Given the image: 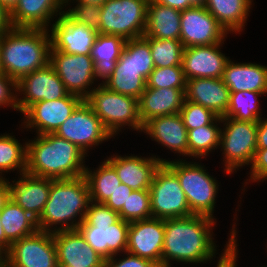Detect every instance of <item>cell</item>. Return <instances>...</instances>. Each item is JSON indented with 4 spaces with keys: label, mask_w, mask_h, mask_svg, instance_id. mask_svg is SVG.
<instances>
[{
    "label": "cell",
    "mask_w": 267,
    "mask_h": 267,
    "mask_svg": "<svg viewBox=\"0 0 267 267\" xmlns=\"http://www.w3.org/2000/svg\"><path fill=\"white\" fill-rule=\"evenodd\" d=\"M215 223L214 218L204 215L165 219L161 267H171V260L197 264L213 259L216 245L211 232Z\"/></svg>",
    "instance_id": "6da1fadb"
},
{
    "label": "cell",
    "mask_w": 267,
    "mask_h": 267,
    "mask_svg": "<svg viewBox=\"0 0 267 267\" xmlns=\"http://www.w3.org/2000/svg\"><path fill=\"white\" fill-rule=\"evenodd\" d=\"M26 147V173L30 175L52 179L84 175L86 154L54 133L38 135L32 142H26Z\"/></svg>",
    "instance_id": "7a4b0ae2"
},
{
    "label": "cell",
    "mask_w": 267,
    "mask_h": 267,
    "mask_svg": "<svg viewBox=\"0 0 267 267\" xmlns=\"http://www.w3.org/2000/svg\"><path fill=\"white\" fill-rule=\"evenodd\" d=\"M51 31L44 28H11L0 36L2 72L18 82L49 64Z\"/></svg>",
    "instance_id": "3957f363"
},
{
    "label": "cell",
    "mask_w": 267,
    "mask_h": 267,
    "mask_svg": "<svg viewBox=\"0 0 267 267\" xmlns=\"http://www.w3.org/2000/svg\"><path fill=\"white\" fill-rule=\"evenodd\" d=\"M90 201L89 186L84 175L69 179H53L49 198L37 220L38 230H76L85 218ZM78 216L79 220L76 221ZM59 224L60 227L56 228Z\"/></svg>",
    "instance_id": "277c9868"
},
{
    "label": "cell",
    "mask_w": 267,
    "mask_h": 267,
    "mask_svg": "<svg viewBox=\"0 0 267 267\" xmlns=\"http://www.w3.org/2000/svg\"><path fill=\"white\" fill-rule=\"evenodd\" d=\"M129 222L120 218L104 203L90 201L86 215L77 230L86 242L105 260L125 252L128 246Z\"/></svg>",
    "instance_id": "5b68a950"
},
{
    "label": "cell",
    "mask_w": 267,
    "mask_h": 267,
    "mask_svg": "<svg viewBox=\"0 0 267 267\" xmlns=\"http://www.w3.org/2000/svg\"><path fill=\"white\" fill-rule=\"evenodd\" d=\"M85 101L112 136L126 125L142 132L143 124L139 116L138 99L135 97L113 92L99 84Z\"/></svg>",
    "instance_id": "8992f818"
},
{
    "label": "cell",
    "mask_w": 267,
    "mask_h": 267,
    "mask_svg": "<svg viewBox=\"0 0 267 267\" xmlns=\"http://www.w3.org/2000/svg\"><path fill=\"white\" fill-rule=\"evenodd\" d=\"M179 160L165 164L177 175L191 213L214 218L215 198L219 186L217 180L206 172L204 166Z\"/></svg>",
    "instance_id": "52a82bcc"
},
{
    "label": "cell",
    "mask_w": 267,
    "mask_h": 267,
    "mask_svg": "<svg viewBox=\"0 0 267 267\" xmlns=\"http://www.w3.org/2000/svg\"><path fill=\"white\" fill-rule=\"evenodd\" d=\"M147 0H107L101 6L99 34L125 40L142 37L146 28Z\"/></svg>",
    "instance_id": "ba28073f"
},
{
    "label": "cell",
    "mask_w": 267,
    "mask_h": 267,
    "mask_svg": "<svg viewBox=\"0 0 267 267\" xmlns=\"http://www.w3.org/2000/svg\"><path fill=\"white\" fill-rule=\"evenodd\" d=\"M220 147L225 158V171L231 174L243 165H251L257 150L258 121L245 122L221 117Z\"/></svg>",
    "instance_id": "9c48e42d"
},
{
    "label": "cell",
    "mask_w": 267,
    "mask_h": 267,
    "mask_svg": "<svg viewBox=\"0 0 267 267\" xmlns=\"http://www.w3.org/2000/svg\"><path fill=\"white\" fill-rule=\"evenodd\" d=\"M153 218L174 219L193 215L177 175L161 164L149 188Z\"/></svg>",
    "instance_id": "30bf717a"
},
{
    "label": "cell",
    "mask_w": 267,
    "mask_h": 267,
    "mask_svg": "<svg viewBox=\"0 0 267 267\" xmlns=\"http://www.w3.org/2000/svg\"><path fill=\"white\" fill-rule=\"evenodd\" d=\"M5 267H58L53 232L37 230L11 244Z\"/></svg>",
    "instance_id": "8fae6325"
},
{
    "label": "cell",
    "mask_w": 267,
    "mask_h": 267,
    "mask_svg": "<svg viewBox=\"0 0 267 267\" xmlns=\"http://www.w3.org/2000/svg\"><path fill=\"white\" fill-rule=\"evenodd\" d=\"M54 134L75 144L86 155L88 148L113 137L85 100Z\"/></svg>",
    "instance_id": "7c38bea8"
},
{
    "label": "cell",
    "mask_w": 267,
    "mask_h": 267,
    "mask_svg": "<svg viewBox=\"0 0 267 267\" xmlns=\"http://www.w3.org/2000/svg\"><path fill=\"white\" fill-rule=\"evenodd\" d=\"M49 64L54 68L70 94L77 95L83 100L89 96L93 90V88L90 90L89 86L95 80L94 61L91 55L68 54L50 50Z\"/></svg>",
    "instance_id": "4fadbf2b"
},
{
    "label": "cell",
    "mask_w": 267,
    "mask_h": 267,
    "mask_svg": "<svg viewBox=\"0 0 267 267\" xmlns=\"http://www.w3.org/2000/svg\"><path fill=\"white\" fill-rule=\"evenodd\" d=\"M227 33L205 7L181 11L180 41L184 48L224 43Z\"/></svg>",
    "instance_id": "5bb4252c"
},
{
    "label": "cell",
    "mask_w": 267,
    "mask_h": 267,
    "mask_svg": "<svg viewBox=\"0 0 267 267\" xmlns=\"http://www.w3.org/2000/svg\"><path fill=\"white\" fill-rule=\"evenodd\" d=\"M18 91L25 95L17 98L18 111L22 114L39 101L61 99L69 94L50 64L22 77L17 82V94Z\"/></svg>",
    "instance_id": "9a60e30c"
},
{
    "label": "cell",
    "mask_w": 267,
    "mask_h": 267,
    "mask_svg": "<svg viewBox=\"0 0 267 267\" xmlns=\"http://www.w3.org/2000/svg\"><path fill=\"white\" fill-rule=\"evenodd\" d=\"M82 101L81 97L69 93L61 99L43 100L32 104L23 113L24 127H35L38 135L55 133Z\"/></svg>",
    "instance_id": "2e32d148"
},
{
    "label": "cell",
    "mask_w": 267,
    "mask_h": 267,
    "mask_svg": "<svg viewBox=\"0 0 267 267\" xmlns=\"http://www.w3.org/2000/svg\"><path fill=\"white\" fill-rule=\"evenodd\" d=\"M165 220L149 218L129 223L126 252L148 259L161 267Z\"/></svg>",
    "instance_id": "e0dca14e"
},
{
    "label": "cell",
    "mask_w": 267,
    "mask_h": 267,
    "mask_svg": "<svg viewBox=\"0 0 267 267\" xmlns=\"http://www.w3.org/2000/svg\"><path fill=\"white\" fill-rule=\"evenodd\" d=\"M51 49L68 54L91 55L98 31L73 21L65 12L52 25Z\"/></svg>",
    "instance_id": "ac0fdd59"
},
{
    "label": "cell",
    "mask_w": 267,
    "mask_h": 267,
    "mask_svg": "<svg viewBox=\"0 0 267 267\" xmlns=\"http://www.w3.org/2000/svg\"><path fill=\"white\" fill-rule=\"evenodd\" d=\"M58 267H104L105 259L76 230L53 232Z\"/></svg>",
    "instance_id": "d6986e66"
},
{
    "label": "cell",
    "mask_w": 267,
    "mask_h": 267,
    "mask_svg": "<svg viewBox=\"0 0 267 267\" xmlns=\"http://www.w3.org/2000/svg\"><path fill=\"white\" fill-rule=\"evenodd\" d=\"M222 43L184 48L182 66L184 76L193 78H222L227 61L220 52Z\"/></svg>",
    "instance_id": "ffe728a7"
},
{
    "label": "cell",
    "mask_w": 267,
    "mask_h": 267,
    "mask_svg": "<svg viewBox=\"0 0 267 267\" xmlns=\"http://www.w3.org/2000/svg\"><path fill=\"white\" fill-rule=\"evenodd\" d=\"M107 89L139 99L147 86V79L134 65V38L126 40L114 71L103 84Z\"/></svg>",
    "instance_id": "44dd1931"
},
{
    "label": "cell",
    "mask_w": 267,
    "mask_h": 267,
    "mask_svg": "<svg viewBox=\"0 0 267 267\" xmlns=\"http://www.w3.org/2000/svg\"><path fill=\"white\" fill-rule=\"evenodd\" d=\"M117 172L121 183L132 190H149L154 174L161 164L168 161L154 157L115 155L106 159Z\"/></svg>",
    "instance_id": "7402d4cb"
},
{
    "label": "cell",
    "mask_w": 267,
    "mask_h": 267,
    "mask_svg": "<svg viewBox=\"0 0 267 267\" xmlns=\"http://www.w3.org/2000/svg\"><path fill=\"white\" fill-rule=\"evenodd\" d=\"M21 176L19 180H13V184L9 182L10 198L38 220L49 198L53 179L33 176L26 172Z\"/></svg>",
    "instance_id": "603a6c76"
},
{
    "label": "cell",
    "mask_w": 267,
    "mask_h": 267,
    "mask_svg": "<svg viewBox=\"0 0 267 267\" xmlns=\"http://www.w3.org/2000/svg\"><path fill=\"white\" fill-rule=\"evenodd\" d=\"M230 90L222 78H193L186 80L185 100L210 109L224 117L229 106Z\"/></svg>",
    "instance_id": "cb8c5ba5"
},
{
    "label": "cell",
    "mask_w": 267,
    "mask_h": 267,
    "mask_svg": "<svg viewBox=\"0 0 267 267\" xmlns=\"http://www.w3.org/2000/svg\"><path fill=\"white\" fill-rule=\"evenodd\" d=\"M142 131L167 149L188 156V130L179 113L152 118Z\"/></svg>",
    "instance_id": "d4e9b609"
},
{
    "label": "cell",
    "mask_w": 267,
    "mask_h": 267,
    "mask_svg": "<svg viewBox=\"0 0 267 267\" xmlns=\"http://www.w3.org/2000/svg\"><path fill=\"white\" fill-rule=\"evenodd\" d=\"M184 100L185 89L146 88L138 99L142 124L152 118L180 113Z\"/></svg>",
    "instance_id": "484cf974"
},
{
    "label": "cell",
    "mask_w": 267,
    "mask_h": 267,
    "mask_svg": "<svg viewBox=\"0 0 267 267\" xmlns=\"http://www.w3.org/2000/svg\"><path fill=\"white\" fill-rule=\"evenodd\" d=\"M63 7L61 0H19L10 12L11 24L13 28L47 29L49 20L64 12Z\"/></svg>",
    "instance_id": "4316f807"
},
{
    "label": "cell",
    "mask_w": 267,
    "mask_h": 267,
    "mask_svg": "<svg viewBox=\"0 0 267 267\" xmlns=\"http://www.w3.org/2000/svg\"><path fill=\"white\" fill-rule=\"evenodd\" d=\"M222 80L230 92L253 91L267 94V66L255 63H234L228 60Z\"/></svg>",
    "instance_id": "83f0119b"
},
{
    "label": "cell",
    "mask_w": 267,
    "mask_h": 267,
    "mask_svg": "<svg viewBox=\"0 0 267 267\" xmlns=\"http://www.w3.org/2000/svg\"><path fill=\"white\" fill-rule=\"evenodd\" d=\"M181 11L154 1L147 3L144 37L180 40Z\"/></svg>",
    "instance_id": "f1b7e54d"
},
{
    "label": "cell",
    "mask_w": 267,
    "mask_h": 267,
    "mask_svg": "<svg viewBox=\"0 0 267 267\" xmlns=\"http://www.w3.org/2000/svg\"><path fill=\"white\" fill-rule=\"evenodd\" d=\"M126 40L117 35L98 34L91 50L94 61V77L104 79L102 85L109 79L116 63L124 49Z\"/></svg>",
    "instance_id": "f546056e"
},
{
    "label": "cell",
    "mask_w": 267,
    "mask_h": 267,
    "mask_svg": "<svg viewBox=\"0 0 267 267\" xmlns=\"http://www.w3.org/2000/svg\"><path fill=\"white\" fill-rule=\"evenodd\" d=\"M252 0H207L205 8L215 17L226 32L243 30Z\"/></svg>",
    "instance_id": "4dcf8cb0"
},
{
    "label": "cell",
    "mask_w": 267,
    "mask_h": 267,
    "mask_svg": "<svg viewBox=\"0 0 267 267\" xmlns=\"http://www.w3.org/2000/svg\"><path fill=\"white\" fill-rule=\"evenodd\" d=\"M0 219L5 236L11 243L38 230L37 220L11 198L0 211Z\"/></svg>",
    "instance_id": "1f68e13d"
},
{
    "label": "cell",
    "mask_w": 267,
    "mask_h": 267,
    "mask_svg": "<svg viewBox=\"0 0 267 267\" xmlns=\"http://www.w3.org/2000/svg\"><path fill=\"white\" fill-rule=\"evenodd\" d=\"M84 177L89 186L90 199L97 203H105L121 184L117 172L107 160L93 172L86 167Z\"/></svg>",
    "instance_id": "d6a6232c"
},
{
    "label": "cell",
    "mask_w": 267,
    "mask_h": 267,
    "mask_svg": "<svg viewBox=\"0 0 267 267\" xmlns=\"http://www.w3.org/2000/svg\"><path fill=\"white\" fill-rule=\"evenodd\" d=\"M221 117H216L209 125L188 130V156L193 158L205 157L220 146L221 128L216 124Z\"/></svg>",
    "instance_id": "836d02e7"
},
{
    "label": "cell",
    "mask_w": 267,
    "mask_h": 267,
    "mask_svg": "<svg viewBox=\"0 0 267 267\" xmlns=\"http://www.w3.org/2000/svg\"><path fill=\"white\" fill-rule=\"evenodd\" d=\"M261 95L263 94L260 92L247 90L230 92L229 106L224 117L245 122L259 121L262 115L259 113L257 97Z\"/></svg>",
    "instance_id": "e575fe53"
},
{
    "label": "cell",
    "mask_w": 267,
    "mask_h": 267,
    "mask_svg": "<svg viewBox=\"0 0 267 267\" xmlns=\"http://www.w3.org/2000/svg\"><path fill=\"white\" fill-rule=\"evenodd\" d=\"M26 156V143L22 146L14 136L9 134L0 135V173L18 168L20 175L25 173ZM1 175L0 178H4Z\"/></svg>",
    "instance_id": "d590c367"
},
{
    "label": "cell",
    "mask_w": 267,
    "mask_h": 267,
    "mask_svg": "<svg viewBox=\"0 0 267 267\" xmlns=\"http://www.w3.org/2000/svg\"><path fill=\"white\" fill-rule=\"evenodd\" d=\"M145 38L149 41L155 67L182 65L184 46L180 40Z\"/></svg>",
    "instance_id": "8d00e7d4"
},
{
    "label": "cell",
    "mask_w": 267,
    "mask_h": 267,
    "mask_svg": "<svg viewBox=\"0 0 267 267\" xmlns=\"http://www.w3.org/2000/svg\"><path fill=\"white\" fill-rule=\"evenodd\" d=\"M126 222L149 219L152 217L149 190H133L119 212Z\"/></svg>",
    "instance_id": "74e56055"
},
{
    "label": "cell",
    "mask_w": 267,
    "mask_h": 267,
    "mask_svg": "<svg viewBox=\"0 0 267 267\" xmlns=\"http://www.w3.org/2000/svg\"><path fill=\"white\" fill-rule=\"evenodd\" d=\"M146 88L186 89L183 66L155 67L147 79Z\"/></svg>",
    "instance_id": "f35d334b"
},
{
    "label": "cell",
    "mask_w": 267,
    "mask_h": 267,
    "mask_svg": "<svg viewBox=\"0 0 267 267\" xmlns=\"http://www.w3.org/2000/svg\"><path fill=\"white\" fill-rule=\"evenodd\" d=\"M187 130L209 125L217 116L200 104L184 100L179 113Z\"/></svg>",
    "instance_id": "ab89813d"
},
{
    "label": "cell",
    "mask_w": 267,
    "mask_h": 267,
    "mask_svg": "<svg viewBox=\"0 0 267 267\" xmlns=\"http://www.w3.org/2000/svg\"><path fill=\"white\" fill-rule=\"evenodd\" d=\"M73 21L85 24L96 30L100 28L101 24V5H91L78 2L77 5L64 11Z\"/></svg>",
    "instance_id": "60d3db41"
},
{
    "label": "cell",
    "mask_w": 267,
    "mask_h": 267,
    "mask_svg": "<svg viewBox=\"0 0 267 267\" xmlns=\"http://www.w3.org/2000/svg\"><path fill=\"white\" fill-rule=\"evenodd\" d=\"M134 65L146 79L155 68L149 41L144 36L134 38Z\"/></svg>",
    "instance_id": "b9f144b4"
},
{
    "label": "cell",
    "mask_w": 267,
    "mask_h": 267,
    "mask_svg": "<svg viewBox=\"0 0 267 267\" xmlns=\"http://www.w3.org/2000/svg\"><path fill=\"white\" fill-rule=\"evenodd\" d=\"M12 90L17 93V82L7 76L5 73L0 72V107L10 106L18 111V95H16V93L11 92Z\"/></svg>",
    "instance_id": "7bdbcfd3"
},
{
    "label": "cell",
    "mask_w": 267,
    "mask_h": 267,
    "mask_svg": "<svg viewBox=\"0 0 267 267\" xmlns=\"http://www.w3.org/2000/svg\"><path fill=\"white\" fill-rule=\"evenodd\" d=\"M126 254L127 257H124L123 259H116V255L106 259L104 267H158L148 259L132 255L128 252H126Z\"/></svg>",
    "instance_id": "ee69618b"
},
{
    "label": "cell",
    "mask_w": 267,
    "mask_h": 267,
    "mask_svg": "<svg viewBox=\"0 0 267 267\" xmlns=\"http://www.w3.org/2000/svg\"><path fill=\"white\" fill-rule=\"evenodd\" d=\"M250 167L251 181L253 180V182H259L267 179V148L256 150Z\"/></svg>",
    "instance_id": "f6af8a7d"
},
{
    "label": "cell",
    "mask_w": 267,
    "mask_h": 267,
    "mask_svg": "<svg viewBox=\"0 0 267 267\" xmlns=\"http://www.w3.org/2000/svg\"><path fill=\"white\" fill-rule=\"evenodd\" d=\"M236 232L237 231L235 230L234 225V228H232V231L230 232L231 237L229 238L227 242L228 244L226 245L225 250L218 261L217 267H231L237 261L236 258L238 256V250L236 249L238 245L236 244L237 239H235Z\"/></svg>",
    "instance_id": "bcb514c9"
},
{
    "label": "cell",
    "mask_w": 267,
    "mask_h": 267,
    "mask_svg": "<svg viewBox=\"0 0 267 267\" xmlns=\"http://www.w3.org/2000/svg\"><path fill=\"white\" fill-rule=\"evenodd\" d=\"M132 191L133 190L127 185L121 183L104 204L110 207L113 211L119 213L122 210L123 205H126V200Z\"/></svg>",
    "instance_id": "7dc6e473"
},
{
    "label": "cell",
    "mask_w": 267,
    "mask_h": 267,
    "mask_svg": "<svg viewBox=\"0 0 267 267\" xmlns=\"http://www.w3.org/2000/svg\"><path fill=\"white\" fill-rule=\"evenodd\" d=\"M267 148V119L262 118L258 121L257 125V149Z\"/></svg>",
    "instance_id": "c3c4849f"
},
{
    "label": "cell",
    "mask_w": 267,
    "mask_h": 267,
    "mask_svg": "<svg viewBox=\"0 0 267 267\" xmlns=\"http://www.w3.org/2000/svg\"><path fill=\"white\" fill-rule=\"evenodd\" d=\"M11 28L10 12L0 3V36Z\"/></svg>",
    "instance_id": "681fc988"
},
{
    "label": "cell",
    "mask_w": 267,
    "mask_h": 267,
    "mask_svg": "<svg viewBox=\"0 0 267 267\" xmlns=\"http://www.w3.org/2000/svg\"><path fill=\"white\" fill-rule=\"evenodd\" d=\"M152 1L168 7H172L180 11L193 7L189 3V0H152Z\"/></svg>",
    "instance_id": "f907efd6"
},
{
    "label": "cell",
    "mask_w": 267,
    "mask_h": 267,
    "mask_svg": "<svg viewBox=\"0 0 267 267\" xmlns=\"http://www.w3.org/2000/svg\"><path fill=\"white\" fill-rule=\"evenodd\" d=\"M10 198L9 180L0 178V211L3 209L5 203Z\"/></svg>",
    "instance_id": "816d5d0a"
},
{
    "label": "cell",
    "mask_w": 267,
    "mask_h": 267,
    "mask_svg": "<svg viewBox=\"0 0 267 267\" xmlns=\"http://www.w3.org/2000/svg\"><path fill=\"white\" fill-rule=\"evenodd\" d=\"M11 242L6 238L0 219V252L5 255L11 248Z\"/></svg>",
    "instance_id": "f5cc1de1"
},
{
    "label": "cell",
    "mask_w": 267,
    "mask_h": 267,
    "mask_svg": "<svg viewBox=\"0 0 267 267\" xmlns=\"http://www.w3.org/2000/svg\"><path fill=\"white\" fill-rule=\"evenodd\" d=\"M19 0H0V3L11 12L18 4Z\"/></svg>",
    "instance_id": "db71d44e"
},
{
    "label": "cell",
    "mask_w": 267,
    "mask_h": 267,
    "mask_svg": "<svg viewBox=\"0 0 267 267\" xmlns=\"http://www.w3.org/2000/svg\"><path fill=\"white\" fill-rule=\"evenodd\" d=\"M74 1V0H73ZM107 0H76V2H82L91 5H103Z\"/></svg>",
    "instance_id": "11a10c76"
},
{
    "label": "cell",
    "mask_w": 267,
    "mask_h": 267,
    "mask_svg": "<svg viewBox=\"0 0 267 267\" xmlns=\"http://www.w3.org/2000/svg\"><path fill=\"white\" fill-rule=\"evenodd\" d=\"M207 0H189L193 7H205Z\"/></svg>",
    "instance_id": "9f6ffc18"
},
{
    "label": "cell",
    "mask_w": 267,
    "mask_h": 267,
    "mask_svg": "<svg viewBox=\"0 0 267 267\" xmlns=\"http://www.w3.org/2000/svg\"><path fill=\"white\" fill-rule=\"evenodd\" d=\"M0 267H5L4 255L0 252Z\"/></svg>",
    "instance_id": "6f0895ef"
},
{
    "label": "cell",
    "mask_w": 267,
    "mask_h": 267,
    "mask_svg": "<svg viewBox=\"0 0 267 267\" xmlns=\"http://www.w3.org/2000/svg\"><path fill=\"white\" fill-rule=\"evenodd\" d=\"M64 4V6H66L71 0H61ZM69 1V2H68ZM67 3V4H66Z\"/></svg>",
    "instance_id": "680465c9"
},
{
    "label": "cell",
    "mask_w": 267,
    "mask_h": 267,
    "mask_svg": "<svg viewBox=\"0 0 267 267\" xmlns=\"http://www.w3.org/2000/svg\"><path fill=\"white\" fill-rule=\"evenodd\" d=\"M0 72H2V68H1V58H0Z\"/></svg>",
    "instance_id": "91938a15"
},
{
    "label": "cell",
    "mask_w": 267,
    "mask_h": 267,
    "mask_svg": "<svg viewBox=\"0 0 267 267\" xmlns=\"http://www.w3.org/2000/svg\"><path fill=\"white\" fill-rule=\"evenodd\" d=\"M237 265H236V262L231 266V267H236Z\"/></svg>",
    "instance_id": "94428289"
}]
</instances>
